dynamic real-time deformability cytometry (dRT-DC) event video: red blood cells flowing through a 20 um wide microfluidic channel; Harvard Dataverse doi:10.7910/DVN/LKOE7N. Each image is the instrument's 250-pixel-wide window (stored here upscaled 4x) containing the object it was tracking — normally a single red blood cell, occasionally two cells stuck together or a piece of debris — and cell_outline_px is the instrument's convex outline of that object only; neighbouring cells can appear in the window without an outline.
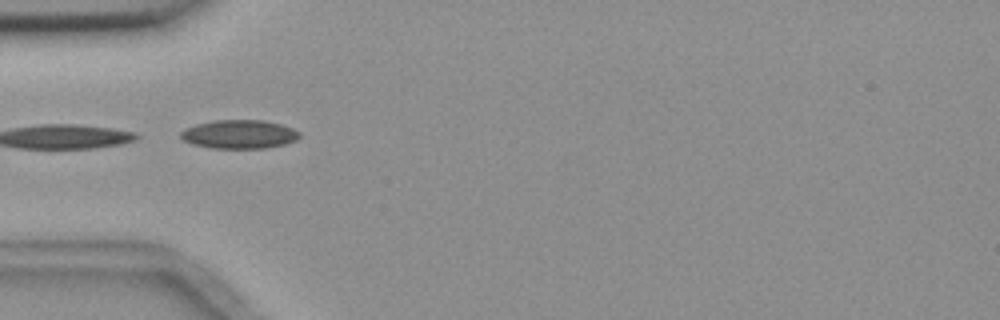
{"species": "common noctule bat (a hibernating species)", "species_latin": "Nyctalus noctula", "temperature_condition": "room temperature", "stored_images_in_passage": 1, "camera_frame_rate_fps": 3000, "um_per_image_px": 0.085, "animal": {"sex": "female", "body_mass_g": 18.4}, "frame": {"image": 1, "passage_image": 1, "time_ms": 0.0, "image_size_px": [1000, 320], "cell_outline_px": [[300, 136], [296, 140], [284, 144], [264, 148], [212, 148], [192, 144], [184, 140], [180, 136], [180, 132], [184, 128], [196, 124], [212, 120], [264, 120], [280, 124], [292, 128], [300, 132]], "centroid_in_image_um": [20.32, 11.4], "position_along_channel_um": 64.7, "area_um2": 19.88}}